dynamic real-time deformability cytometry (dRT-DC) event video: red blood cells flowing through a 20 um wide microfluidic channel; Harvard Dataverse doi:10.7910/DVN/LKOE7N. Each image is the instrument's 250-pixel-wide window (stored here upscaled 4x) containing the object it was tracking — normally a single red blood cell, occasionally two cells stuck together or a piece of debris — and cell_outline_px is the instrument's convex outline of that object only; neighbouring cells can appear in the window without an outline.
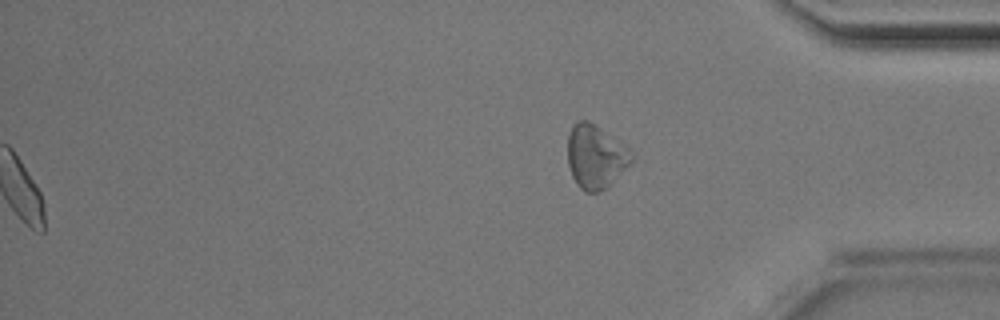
{"species": "Egyptian fruit bat (a non-hibernating species)", "species_latin": "Rousettus aegyptiacus", "temperature_condition": "room temperature", "stored_images_in_passage": 47, "segment_of_instrument_passage": [2, 2], "camera_frame_rate_fps": 3000, "um_per_image_px": 0.085, "animal": {"sex": "male"}, "frame": {"image": 1, "passage_image": 47, "time_ms": 15.333, "image_size_px": [1000, 320], "cell_outline_px": [[632, 160], [604, 188], [596, 192], [584, 192], [576, 184], [572, 176], [568, 164], [568, 136], [572, 124], [580, 120], [588, 120], [632, 152]], "centroid_in_image_um": [50.55, 13.31], "position_along_channel_um": 384.7, "area_um2": 22.83}}